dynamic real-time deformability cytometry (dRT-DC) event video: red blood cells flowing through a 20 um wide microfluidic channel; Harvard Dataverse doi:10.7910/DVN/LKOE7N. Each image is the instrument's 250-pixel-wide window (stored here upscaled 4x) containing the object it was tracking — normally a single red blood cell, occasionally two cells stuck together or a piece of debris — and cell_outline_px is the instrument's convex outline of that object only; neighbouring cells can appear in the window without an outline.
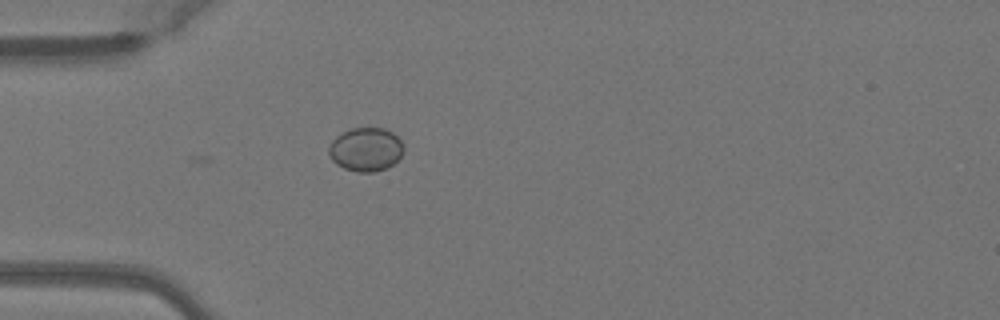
{"species": "Egyptian fruit bat (a non-hibernating species)", "species_latin": "Rousettus aegyptiacus", "temperature_condition": "warm", "stored_images_in_passage": 3, "camera_frame_rate_fps": 3000, "um_per_image_px": 0.085, "animal": {"sex": "female"}, "frame": {"image": 1, "passage_image": 1, "time_ms": 0.0, "image_size_px": [1000, 320], "cell_outline_px": [[404, 152], [392, 164], [384, 168], [372, 172], [356, 172], [344, 168], [336, 164], [332, 160], [328, 152], [328, 148], [332, 140], [336, 136], [352, 128], [384, 128], [392, 132], [404, 144]], "centroid_in_image_um": [31.08, 12.69], "position_along_channel_um": 53.9, "area_um2": 18.96}}